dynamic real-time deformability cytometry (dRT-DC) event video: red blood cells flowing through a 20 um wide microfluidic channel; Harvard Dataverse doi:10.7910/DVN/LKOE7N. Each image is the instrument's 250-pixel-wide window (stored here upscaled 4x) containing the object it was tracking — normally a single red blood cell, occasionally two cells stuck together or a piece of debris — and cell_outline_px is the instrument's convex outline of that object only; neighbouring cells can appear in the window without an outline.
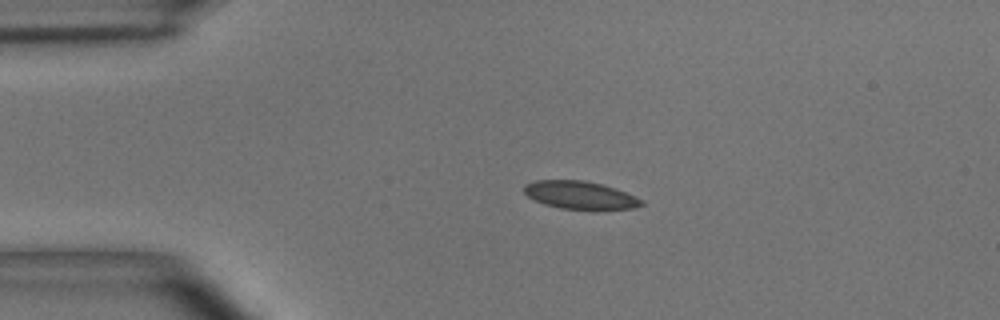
{"species": "common noctule bat (a hibernating species)", "species_latin": "Nyctalus noctula", "temperature_condition": "room temperature", "stored_images_in_passage": 44, "camera_frame_rate_fps": 3000, "um_per_image_px": 0.085, "animal": {"sex": "male", "body_mass_g": 15.6}, "frame": {"image": 1, "passage_image": 1, "time_ms": 0.0, "image_size_px": [1000, 320], "cell_outline_px": [[644, 204], [636, 208], [596, 212], [560, 208], [544, 204], [528, 196], [524, 192], [524, 184], [536, 180], [584, 180], [616, 188], [644, 200]], "centroid_in_image_um": [49.38, 16.63], "position_along_channel_um": 35.6, "area_um2": 19.77}}
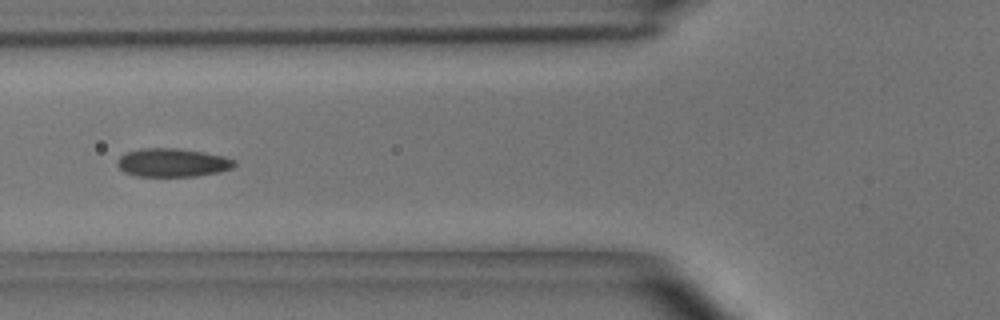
{"frame": {"image": 2, "passage_image": 10, "time_ms": 3.0, "image_size_px": [1000, 320], "cell_outline_px": [[236, 164], [232, 168], [220, 172], [196, 176], [136, 176], [124, 172], [116, 164], [120, 156], [128, 152], [140, 148], [176, 148], [204, 152], [224, 156], [236, 160]], "centroid_in_image_um": [14.68, 13.82], "position_along_channel_um": 111.1, "area_um2": 19.48}}
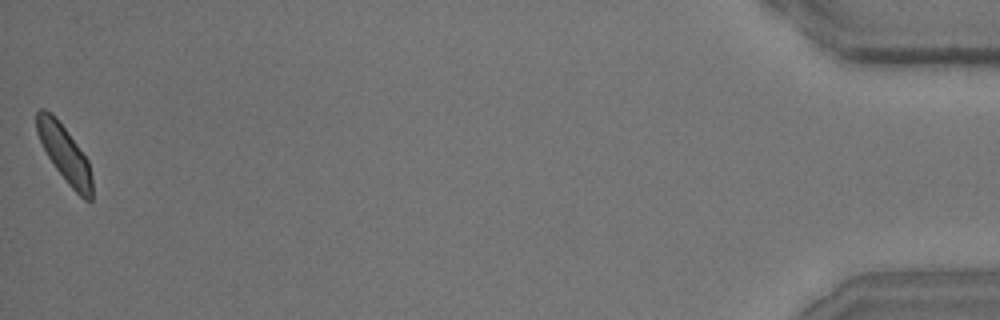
{"frame": {"image": 3, "passage_image": 44, "time_ms": 14.333, "image_size_px": [1000, 320], "cell_outline_px": [[92, 200], [84, 200], [68, 184], [56, 168], [48, 156], [36, 132], [36, 112], [40, 108], [44, 108], [52, 112], [56, 116], [88, 160], [92, 176]], "centroid_in_image_um": [5.49, 13.03], "position_along_channel_um": 429.7, "area_um2": 18.15}, "authors_computed_cell_mechanics": {"area_um2": 19.1318, "velocity_mm_per_s": 3.6455, "shape_relaxation_time_tau1_ms": 4.5315, "shape_relaxation_time_tau2_ms": 1.5723, "deformation_change_tau1": 0.1144, "deformation_change_tau2": 0.063}}